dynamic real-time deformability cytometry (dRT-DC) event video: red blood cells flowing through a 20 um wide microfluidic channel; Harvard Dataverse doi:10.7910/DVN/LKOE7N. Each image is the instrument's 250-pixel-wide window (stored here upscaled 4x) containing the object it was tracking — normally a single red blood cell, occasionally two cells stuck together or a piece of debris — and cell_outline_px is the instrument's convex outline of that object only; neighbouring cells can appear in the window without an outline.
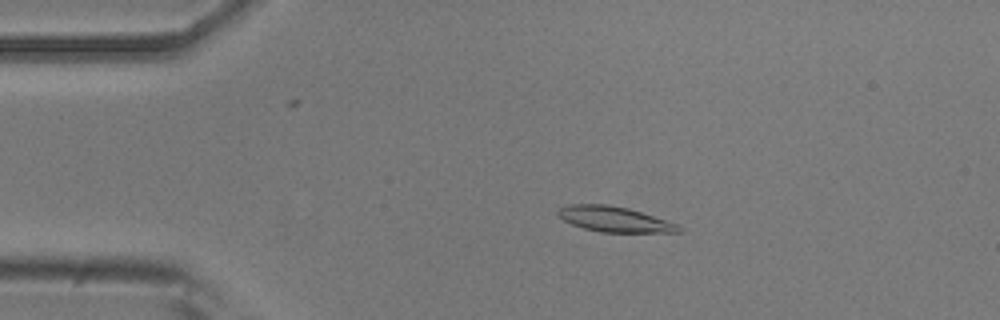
{"species": "common noctule bat (a hibernating species)", "species_latin": "Nyctalus noctula", "temperature_condition": "room temperature", "stored_images_in_passage": 53, "camera_frame_rate_fps": 3000, "um_per_image_px": 0.085, "animal": {"sex": "male", "body_mass_g": 20.5, "forearm_length_mm": 52.5}, "frame": {"image": 1, "passage_image": 11, "time_ms": 3.333, "image_size_px": [1000, 320], "cell_outline_px": [[684, 228], [680, 232], [600, 232], [584, 228], [572, 224], [564, 220], [556, 212], [560, 208], [568, 204], [608, 204], [628, 208], [676, 224]], "centroid_in_image_um": [52.2, 18.63], "position_along_channel_um": 32.8, "area_um2": 17.57}}
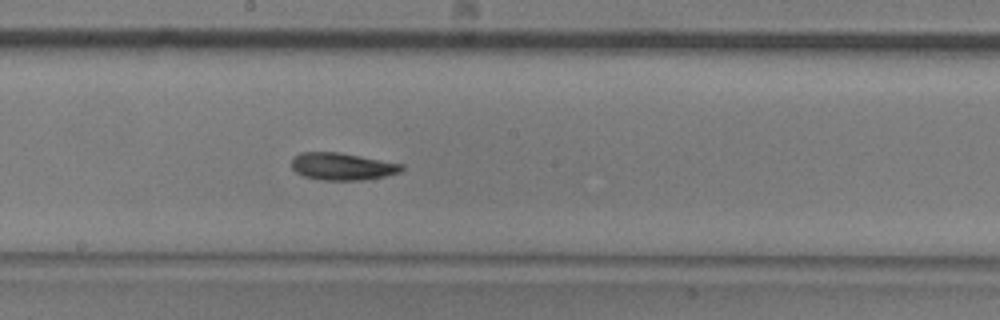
{"frame": {"image": 2, "passage_image": 29, "time_ms": 9.333, "image_size_px": [1000, 320], "cell_outline_px": [[404, 168], [400, 172], [384, 176], [360, 180], [324, 180], [304, 176], [296, 172], [292, 168], [292, 160], [300, 152], [340, 152], [404, 164]], "centroid_in_image_um": [29.11, 14.14], "position_along_channel_um": 219.1, "area_um2": 17.4}}
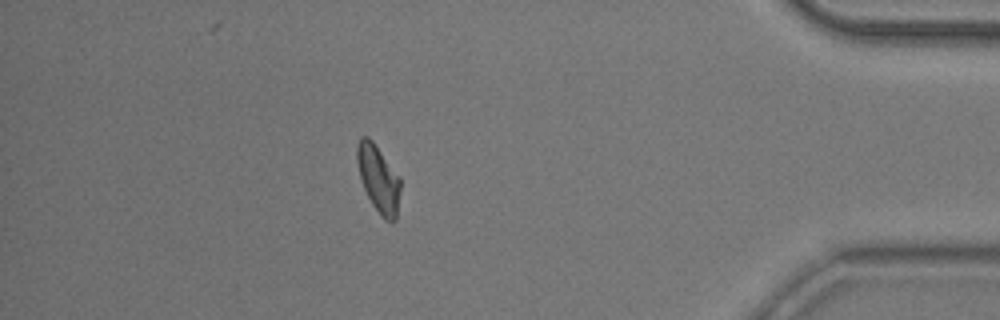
{"frame": {"image": 3, "passage_image": 47, "time_ms": 15.333, "image_size_px": [1000, 320], "cell_outline_px": [[400, 188], [396, 220], [392, 224], [384, 220], [380, 216], [372, 204], [360, 180], [356, 160], [356, 144], [360, 136], [368, 136], [372, 140], [400, 176]], "centroid_in_image_um": [32.15, 15.2], "position_along_channel_um": 403.0, "area_um2": 17.28}, "authors_computed_cell_mechanics": {"area_um2": 17.5712, "velocity_mm_per_s": 3.8062, "shape_relaxation_time_tau1_ms": 2.5919, "shape_relaxation_time_tau2_ms": 5.4306, "deformation_change_tau1": 0.1452, "deformation_change_tau2": 0.1287}}